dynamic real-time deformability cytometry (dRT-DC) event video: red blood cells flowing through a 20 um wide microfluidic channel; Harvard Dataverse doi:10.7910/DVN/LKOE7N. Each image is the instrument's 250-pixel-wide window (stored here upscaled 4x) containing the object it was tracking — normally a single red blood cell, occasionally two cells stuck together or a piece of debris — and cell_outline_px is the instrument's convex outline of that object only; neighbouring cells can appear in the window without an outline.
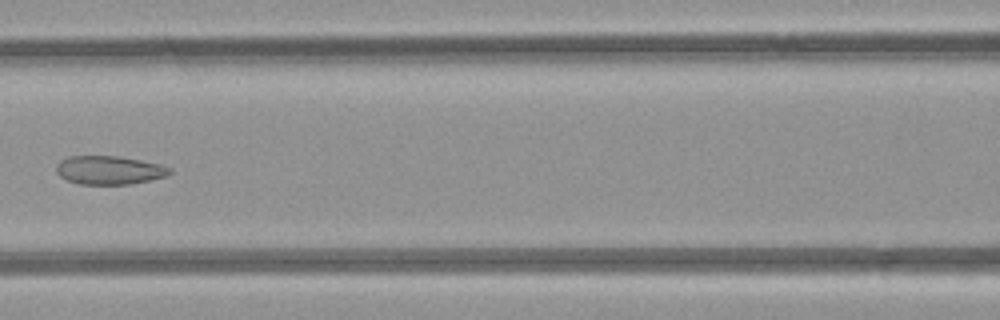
{"species": "common noctule bat (a hibernating species)", "species_latin": "Nyctalus noctula", "temperature_condition": "room temperature", "stored_images_in_passage": 6, "camera_frame_rate_fps": 3000, "um_per_image_px": 0.085, "animal": {"sex": "female", "body_mass_g": 21.9}, "frame": {"image": 1, "passage_image": 6, "time_ms": 5.667, "image_size_px": [1000, 320], "cell_outline_px": [[172, 172], [168, 176], [128, 184], [76, 184], [60, 176], [56, 172], [56, 164], [60, 160], [68, 156], [116, 156], [140, 160], [160, 164], [172, 168]], "centroid_in_image_um": [9.27, 14.46], "position_along_channel_um": 157.3, "area_um2": 18.9}}